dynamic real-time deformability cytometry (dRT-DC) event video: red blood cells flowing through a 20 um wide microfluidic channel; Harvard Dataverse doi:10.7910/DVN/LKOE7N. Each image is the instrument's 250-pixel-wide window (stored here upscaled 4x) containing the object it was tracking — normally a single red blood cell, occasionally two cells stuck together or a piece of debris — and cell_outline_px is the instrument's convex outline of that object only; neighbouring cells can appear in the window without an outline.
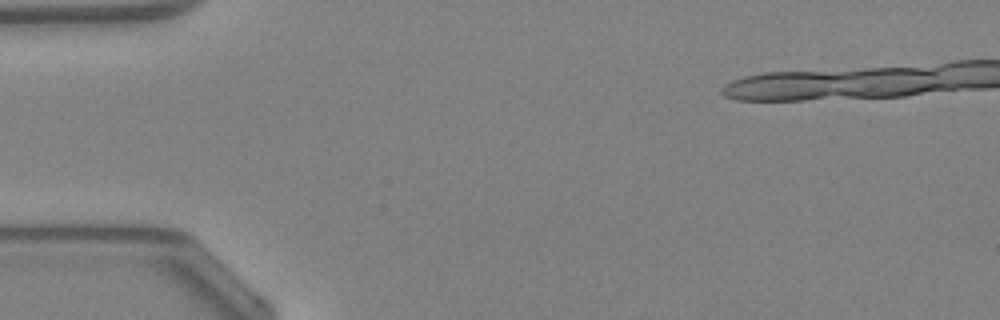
{"species": "Egyptian fruit bat (a non-hibernating species)", "species_latin": "Rousettus aegyptiacus", "temperature_condition": "warm", "stored_images_in_passage": 4, "segment_of_instrument_passage": [1, 2], "camera_frame_rate_fps": 3000, "um_per_image_px": 0.085, "animal": {"sex": "female"}, "frame": {"image": 1, "passage_image": 1, "time_ms": 0.0, "image_size_px": [1000, 320], "cell_outline_px": [[940, 84], [932, 88], [916, 92], [892, 96], [784, 100], [756, 100], [760, 76], [892, 68], [904, 68], [932, 72]], "centroid_in_image_um": [71.84, 7.16], "position_along_channel_um": 13.2, "area_um2": 32.6}}